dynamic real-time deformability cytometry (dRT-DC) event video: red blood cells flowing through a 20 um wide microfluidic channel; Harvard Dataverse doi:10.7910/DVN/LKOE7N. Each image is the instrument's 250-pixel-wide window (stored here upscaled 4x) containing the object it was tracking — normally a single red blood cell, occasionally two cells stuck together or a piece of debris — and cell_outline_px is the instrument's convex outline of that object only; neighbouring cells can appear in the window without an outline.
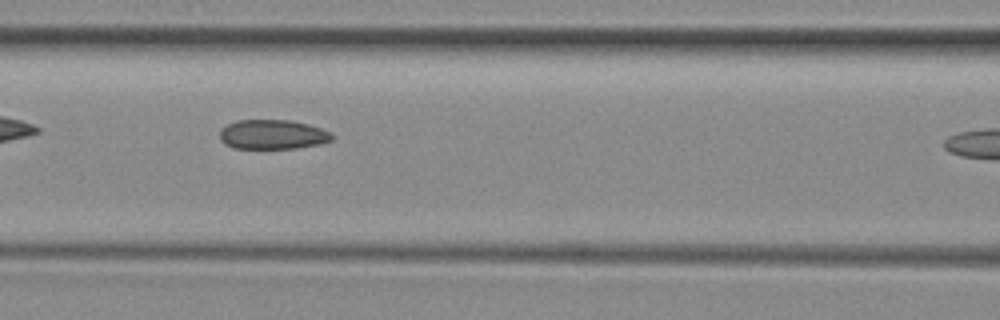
{"species": "common noctule bat (a hibernating species)", "species_latin": "Nyctalus noctula", "temperature_condition": "room temperature", "stored_images_in_passage": 13, "camera_frame_rate_fps": 3000, "um_per_image_px": 0.085, "animal": {"sex": "female", "body_mass_g": 29.2, "forearm_length_mm": 56.3}, "frame": {"image": 1, "passage_image": 6, "time_ms": 1.667, "image_size_px": [1000, 320], "cell_outline_px": [[332, 140], [320, 144], [296, 148], [232, 148], [224, 144], [220, 140], [220, 128], [236, 120], [292, 120], [308, 124], [332, 132]], "centroid_in_image_um": [23.15, 11.43], "position_along_channel_um": 143.4, "area_um2": 19.42}}